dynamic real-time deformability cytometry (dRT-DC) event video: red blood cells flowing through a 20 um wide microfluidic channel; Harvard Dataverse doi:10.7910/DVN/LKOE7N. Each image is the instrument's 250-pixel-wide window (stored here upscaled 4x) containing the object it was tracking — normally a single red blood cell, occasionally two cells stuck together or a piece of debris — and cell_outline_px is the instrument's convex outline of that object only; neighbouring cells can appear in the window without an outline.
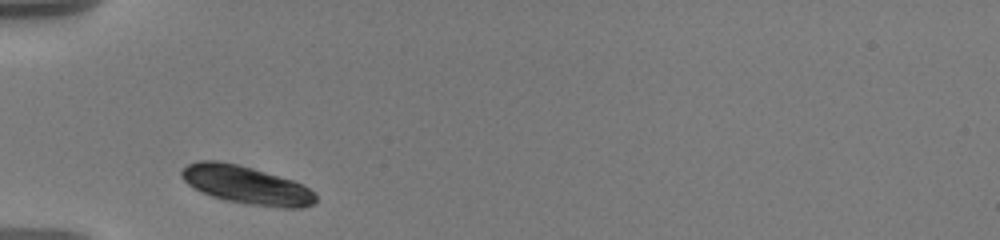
{"species": "human", "species_latin": "Homo sapiens", "temperature_condition": "warm", "stored_images_in_passage": 2, "camera_frame_rate_fps": 3000, "um_per_image_px": 0.085, "donor": {"sex": "male"}, "frame": {"image": 1, "passage_image": 1, "time_ms": 0.0, "image_size_px": [1000, 240], "cell_outline_px": [[316, 200], [312, 204], [300, 208], [284, 208], [252, 204], [228, 200], [212, 196], [200, 192], [188, 184], [180, 176], [180, 172], [188, 164], [200, 160], [216, 160], [236, 164], [252, 168], [292, 180], [304, 184], [316, 192]], "centroid_in_image_um": [20.95, 15.72], "position_along_channel_um": 64.0, "area_um2": 29.59}}